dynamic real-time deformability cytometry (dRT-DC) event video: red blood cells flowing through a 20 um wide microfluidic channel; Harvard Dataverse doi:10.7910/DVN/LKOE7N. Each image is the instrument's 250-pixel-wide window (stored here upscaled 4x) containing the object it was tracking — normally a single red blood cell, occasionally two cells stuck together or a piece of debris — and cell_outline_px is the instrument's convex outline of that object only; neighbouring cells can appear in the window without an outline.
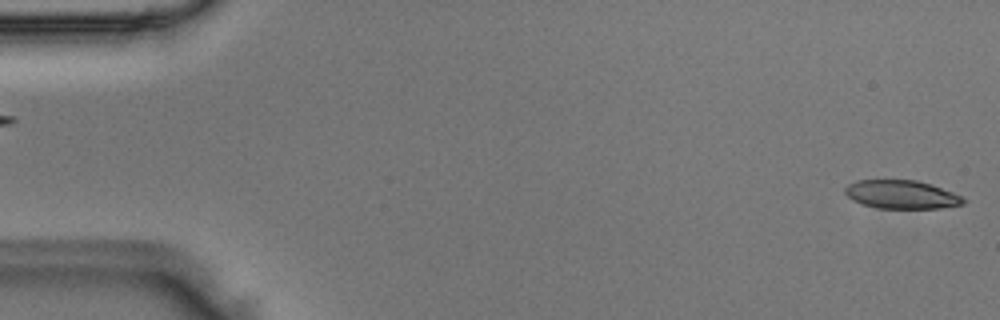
{"species": "Egyptian fruit bat (a non-hibernating species)", "species_latin": "Rousettus aegyptiacus", "temperature_condition": "room temperature", "stored_images_in_passage": 4, "camera_frame_rate_fps": 3000, "um_per_image_px": 0.085, "animal": {"sex": "male"}, "frame": {"image": 1, "passage_image": 1, "time_ms": 0.0, "image_size_px": [1000, 320], "cell_outline_px": [[964, 204], [940, 208], [876, 208], [860, 204], [852, 200], [844, 192], [844, 188], [848, 184], [856, 180], [916, 180], [952, 192], [960, 196], [964, 200]], "centroid_in_image_um": [76.55, 16.54], "position_along_channel_um": 8.4, "area_um2": 19.48}}